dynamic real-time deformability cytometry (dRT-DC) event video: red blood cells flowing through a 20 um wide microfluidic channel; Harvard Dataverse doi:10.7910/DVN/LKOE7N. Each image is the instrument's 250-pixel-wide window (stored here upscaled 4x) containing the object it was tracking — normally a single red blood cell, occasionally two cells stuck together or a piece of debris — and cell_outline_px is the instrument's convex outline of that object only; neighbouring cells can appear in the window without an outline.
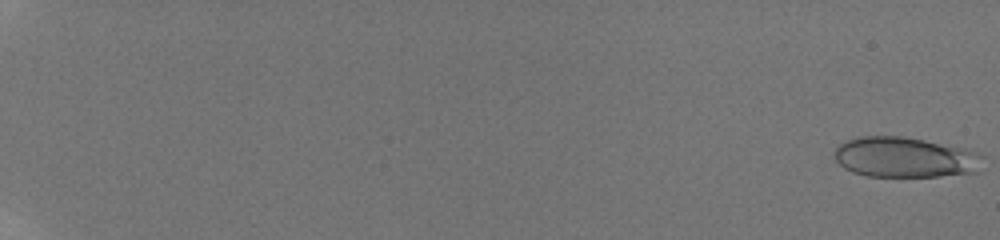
{"species": "human", "species_latin": "Homo sapiens", "temperature_condition": "room temperature", "stored_images_in_passage": 58, "camera_frame_rate_fps": 3000, "um_per_image_px": 0.085, "donor": {"sex": "male"}, "frame": {"image": 1, "passage_image": 1, "time_ms": 0.0, "image_size_px": [1000, 240], "cell_outline_px": [[984, 156], [980, 172], [940, 176], [868, 176], [852, 172], [844, 168], [836, 160], [836, 148], [844, 140], [860, 136], [900, 136], [924, 140], [964, 148], [980, 152]], "centroid_in_image_um": [76.97, 13.37], "position_along_channel_um": 8.0, "area_um2": 35.08}}
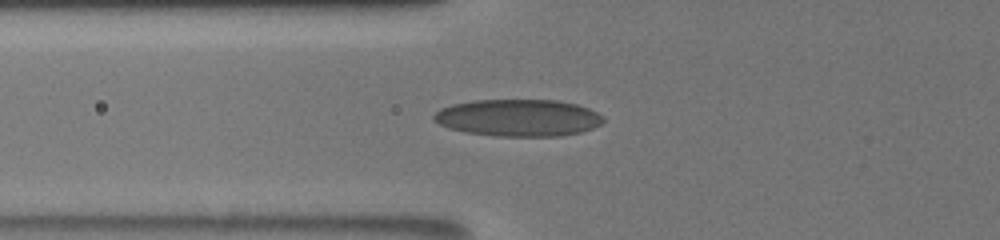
{"frame": {"image": 2, "passage_image": 26, "time_ms": 8.333, "image_size_px": [1000, 240], "cell_outline_px": [[604, 120], [600, 124], [592, 128], [580, 132], [560, 136], [496, 136], [464, 132], [448, 128], [432, 120], [432, 116], [440, 108], [452, 104], [472, 100], [556, 100], [576, 104], [588, 108], [604, 116]], "centroid_in_image_um": [44.02, 10.01], "position_along_channel_um": 81.8, "area_um2": 36.7}}
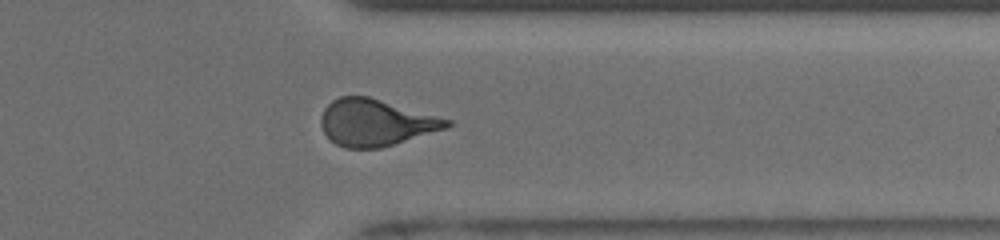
{"frame": {"image": 3, "passage_image": 49, "time_ms": 16.0, "image_size_px": [1000, 240], "cell_outline_px": [[452, 124], [448, 128], [380, 148], [344, 148], [336, 144], [324, 132], [320, 124], [320, 116], [324, 108], [332, 100], [340, 96], [368, 96], [452, 120]], "centroid_in_image_um": [31.92, 10.41], "position_along_channel_um": 379.5, "area_um2": 34.16}, "authors_computed_cell_mechanics": {"area_um2": 34.1598, "velocity_mm_per_s": 3.8973, "shape_relaxation_time_tau1_ms": 7.607, "shape_relaxation_time_tau2_ms": 0.9865, "deformation_change_tau1": 0.211, "deformation_change_tau2": 0.0839}}